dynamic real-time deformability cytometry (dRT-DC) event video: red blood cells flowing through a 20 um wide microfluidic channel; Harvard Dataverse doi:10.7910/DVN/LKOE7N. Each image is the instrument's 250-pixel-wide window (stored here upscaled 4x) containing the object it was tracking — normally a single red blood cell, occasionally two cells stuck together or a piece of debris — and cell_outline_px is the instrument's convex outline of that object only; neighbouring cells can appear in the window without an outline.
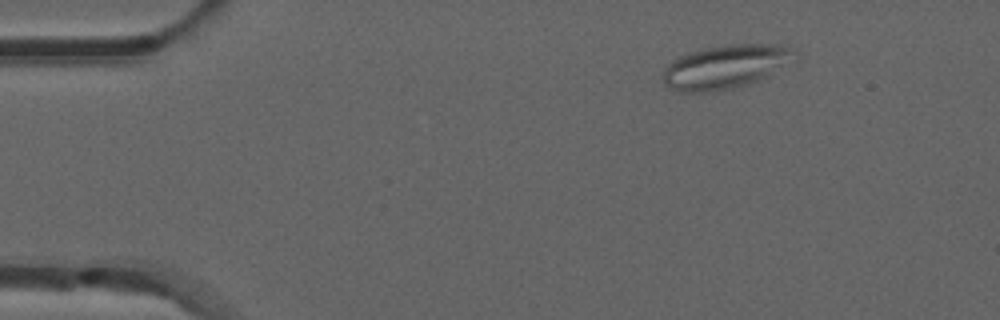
{"species": "common noctule bat (a hibernating species)", "species_latin": "Nyctalus noctula", "temperature_condition": "room temperature", "stored_images_in_passage": 47, "camera_frame_rate_fps": 3000, "um_per_image_px": 0.085, "animal": {"sex": "male", "forearm_length_mm": 52.5}, "frame": {"image": 1, "passage_image": 1, "time_ms": 0.0, "image_size_px": [1000, 320], "cell_outline_px": [[800, 56], [796, 60], [748, 84], [732, 88], [712, 92], [680, 92], [668, 88], [664, 84], [664, 68], [672, 60], [688, 52], [704, 48], [728, 44], [776, 44], [792, 48], [800, 52]], "centroid_in_image_um": [61.68, 5.66], "position_along_channel_um": 23.3, "area_um2": 33.76}}
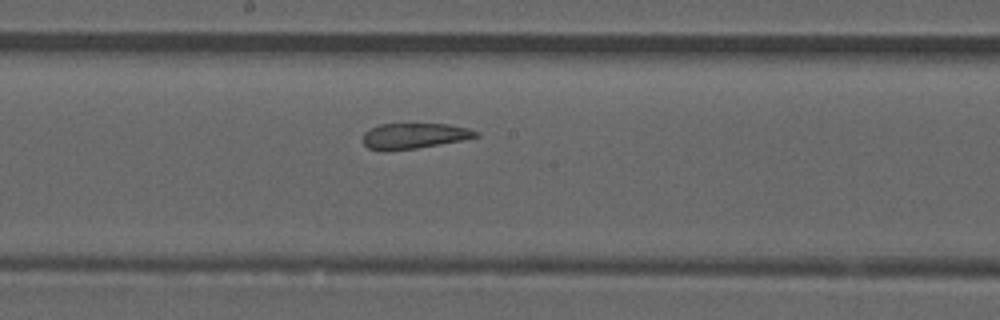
{"frame": {"image": 2, "passage_image": 22, "time_ms": 7.0, "image_size_px": [1000, 320], "cell_outline_px": [[480, 136], [460, 140], [416, 148], [384, 152], [380, 152], [368, 148], [364, 144], [364, 132], [380, 124], [448, 124], [468, 128], [480, 132]], "centroid_in_image_um": [35.18, 11.56], "position_along_channel_um": 213.0, "area_um2": 16.82}}
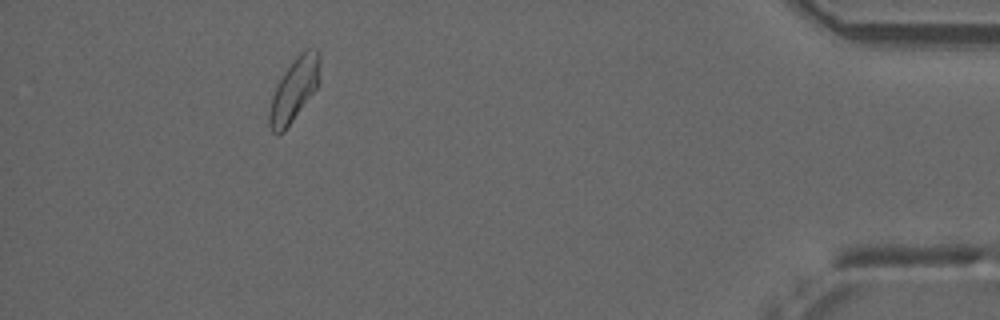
{"frame": {"image": 3, "passage_image": 42, "time_ms": 13.667, "image_size_px": [1000, 320], "cell_outline_px": [[320, 60], [316, 88], [284, 132], [276, 136], [272, 132], [268, 124], [268, 112], [272, 96], [276, 84], [284, 72], [296, 56], [304, 48], [316, 48], [320, 52]], "centroid_in_image_um": [24.96, 7.63], "position_along_channel_um": 410.2, "area_um2": 18.61}, "authors_computed_cell_mechanics": {"area_um2": 18.5538, "velocity_mm_per_s": 3.8479, "shape_relaxation_time_tau1_ms": null, "shape_relaxation_time_tau2_ms": 2.1745, "deformation_change_tau1": null, "deformation_change_tau2": 0.0735}}